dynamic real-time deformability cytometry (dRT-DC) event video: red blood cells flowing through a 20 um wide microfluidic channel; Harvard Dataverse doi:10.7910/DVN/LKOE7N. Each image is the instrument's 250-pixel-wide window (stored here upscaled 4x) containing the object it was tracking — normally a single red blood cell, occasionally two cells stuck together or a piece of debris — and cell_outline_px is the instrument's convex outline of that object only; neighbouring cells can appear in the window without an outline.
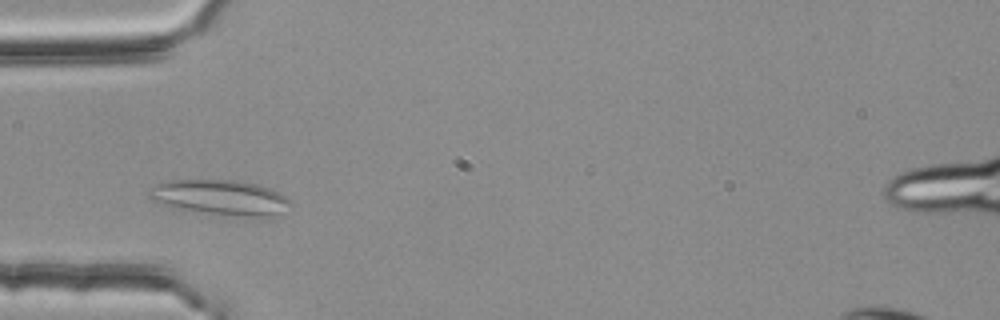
{"species": "common noctule bat (a hibernating species)", "species_latin": "Nyctalus noctula", "temperature_condition": "room temperature", "stored_images_in_passage": 37, "camera_frame_rate_fps": 3000, "um_per_image_px": 0.085, "animal": {"sex": "female", "body_mass_g": 25.1}, "frame": {"image": 1, "passage_image": 5, "time_ms": 1.333, "image_size_px": [1000, 320], "cell_outline_px": [[296, 204], [268, 220], [172, 208], [148, 200], [148, 192], [156, 184], [168, 180], [236, 180], [260, 184], [280, 192]], "centroid_in_image_um": [18.82, 16.81], "position_along_channel_um": 66.2, "area_um2": 30.0}}
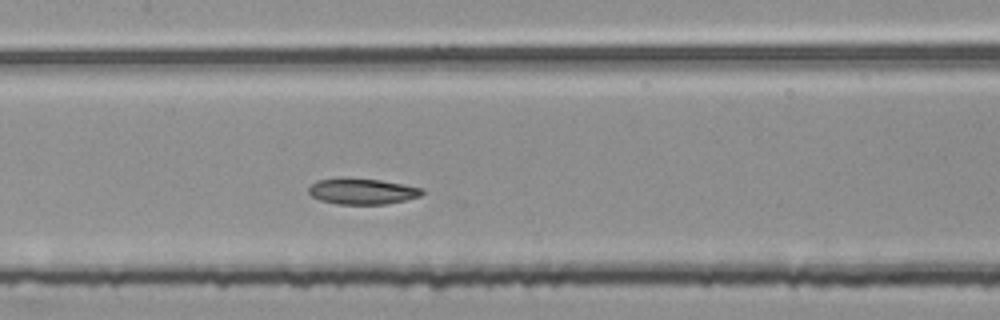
{"frame": {"image": 2, "passage_image": 14, "time_ms": 4.333, "image_size_px": [1000, 320], "cell_outline_px": [[424, 192], [420, 196], [404, 200], [384, 204], [336, 204], [320, 200], [312, 196], [308, 192], [308, 188], [316, 180], [340, 176], [344, 176], [380, 180], [404, 184], [424, 188]], "centroid_in_image_um": [30.75, 16.23], "position_along_channel_um": 176.7, "area_um2": 17.51}}
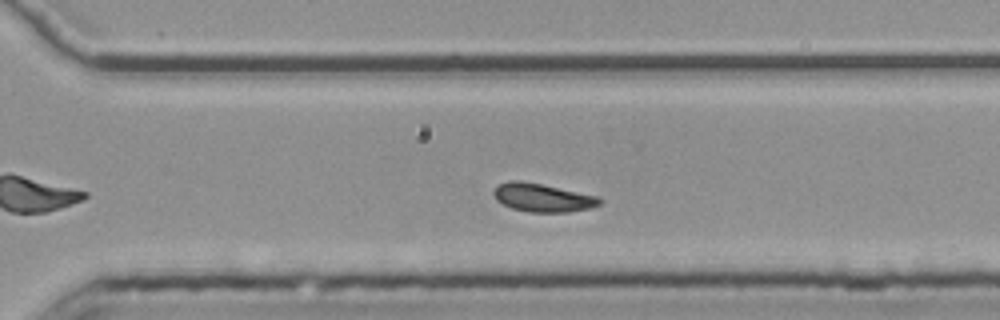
{"frame": {"image": 3, "passage_image": 26, "time_ms": 8.333, "image_size_px": [1000, 320], "cell_outline_px": [[604, 200], [600, 204], [588, 208], [568, 212], [528, 212], [512, 208], [496, 200], [492, 192], [496, 184], [508, 180], [520, 180], [600, 196]], "centroid_in_image_um": [46.1, 16.79], "position_along_channel_um": 324.5, "area_um2": 17.63}}